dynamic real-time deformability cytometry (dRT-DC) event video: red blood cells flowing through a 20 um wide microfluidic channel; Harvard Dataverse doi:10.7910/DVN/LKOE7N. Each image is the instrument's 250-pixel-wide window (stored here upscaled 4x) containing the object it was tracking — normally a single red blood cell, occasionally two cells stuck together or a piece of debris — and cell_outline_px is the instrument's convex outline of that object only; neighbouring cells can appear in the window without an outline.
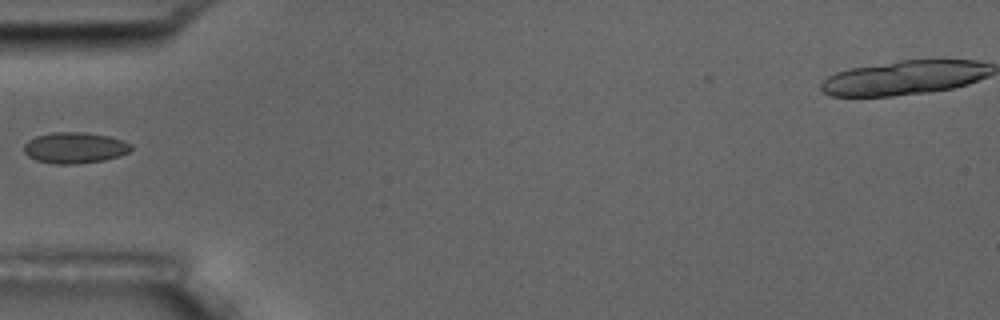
{"species": "common noctule bat (a hibernating species)", "species_latin": "Nyctalus noctula", "temperature_condition": "room temperature", "stored_images_in_passage": 2, "camera_frame_rate_fps": 3000, "um_per_image_px": 0.085, "animal": {"sex": "male", "body_mass_g": 17.5, "forearm_length_mm": 52.3}, "frame": {"image": 1, "passage_image": 2, "time_ms": 1.0, "image_size_px": [1000, 320], "cell_outline_px": [[132, 148], [128, 152], [120, 156], [104, 160], [76, 164], [56, 164], [36, 160], [28, 156], [24, 152], [24, 144], [28, 140], [36, 136], [52, 132], [84, 132], [108, 136], [132, 144]], "centroid_in_image_um": [6.34, 12.56], "position_along_channel_um": 78.7, "area_um2": 19.36}}